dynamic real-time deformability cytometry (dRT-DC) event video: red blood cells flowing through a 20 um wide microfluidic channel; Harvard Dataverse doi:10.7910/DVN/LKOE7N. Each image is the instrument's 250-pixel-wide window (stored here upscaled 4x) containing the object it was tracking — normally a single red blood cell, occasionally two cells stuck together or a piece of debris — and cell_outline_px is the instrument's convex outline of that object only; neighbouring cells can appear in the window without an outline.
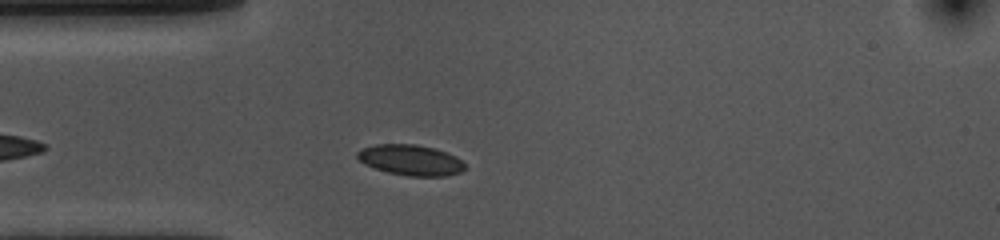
{"species": "common noctule bat (a hibernating species)", "species_latin": "Nyctalus noctula", "temperature_condition": "cold", "stored_images_in_passage": 36, "camera_frame_rate_fps": 3000, "um_per_image_px": 0.085, "animal": {"sex": "female", "body_mass_g": 10.0, "forearm_length_mm": 53.1}, "frame": {"image": 1, "passage_image": 7, "time_ms": 2.0, "image_size_px": [1000, 240], "cell_outline_px": [[464, 168], [460, 172], [444, 176], [408, 176], [388, 172], [364, 164], [356, 156], [356, 152], [364, 148], [376, 144], [416, 144], [436, 148], [456, 156], [464, 164]], "centroid_in_image_um": [34.9, 13.59], "position_along_channel_um": 50.1, "area_um2": 19.07}}
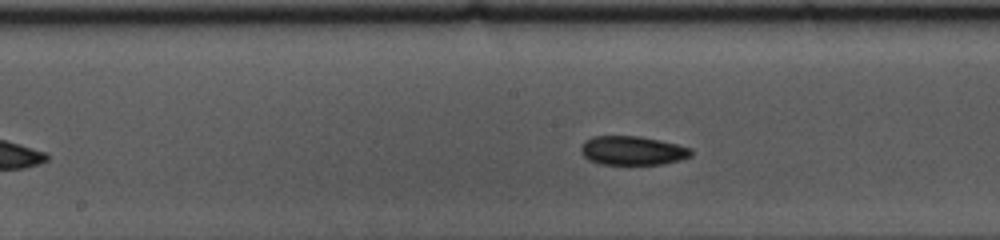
{"frame": {"image": 2, "passage_image": 16, "time_ms": 5.0, "image_size_px": [1000, 240], "cell_outline_px": [[692, 156], [680, 160], [660, 164], [600, 164], [588, 160], [580, 152], [580, 148], [584, 140], [592, 136], [640, 136], [660, 140], [692, 148]], "centroid_in_image_um": [53.74, 12.79], "position_along_channel_um": 194.5, "area_um2": 18.73}}
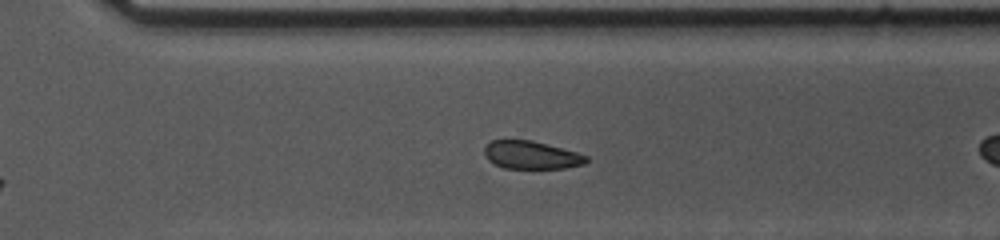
{"frame": {"image": 3, "passage_image": 27, "time_ms": 8.667, "image_size_px": [1000, 240], "cell_outline_px": [[588, 160], [584, 164], [564, 168], [504, 168], [488, 160], [484, 156], [484, 148], [492, 140], [532, 140], [576, 152], [588, 156]], "centroid_in_image_um": [45.15, 13.18], "position_along_channel_um": 325.5, "area_um2": 16.47}, "authors_computed_cell_mechanics": {"area_um2": 18.5827, "velocity_mm_per_s": 3.5836, "shape_relaxation_time_tau1_ms": null, "shape_relaxation_time_tau2_ms": 3.8607, "deformation_change_tau1": null, "deformation_change_tau2": 0.0889}}